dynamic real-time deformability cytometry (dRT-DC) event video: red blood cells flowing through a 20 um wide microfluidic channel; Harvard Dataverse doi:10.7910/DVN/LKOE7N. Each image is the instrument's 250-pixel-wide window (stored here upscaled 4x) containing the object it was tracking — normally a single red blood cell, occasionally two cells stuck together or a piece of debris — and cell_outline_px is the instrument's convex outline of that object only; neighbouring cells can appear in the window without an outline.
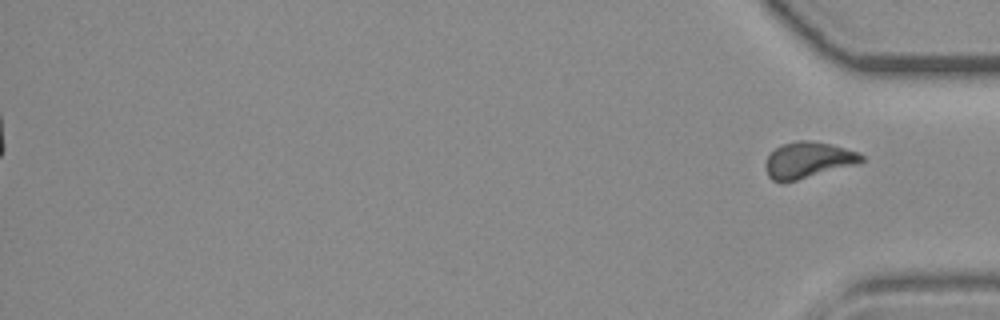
{"species": "common noctule bat (a hibernating species)", "species_latin": "Nyctalus noctula", "temperature_condition": "room temperature", "stored_images_in_passage": 38, "segment_of_instrument_passage": [2, 2], "camera_frame_rate_fps": 3000, "um_per_image_px": 0.085, "animal": {"sex": "female", "body_mass_g": 19.3, "forearm_length_mm": 54.1}, "frame": {"image": 1, "passage_image": 38, "time_ms": 12.333, "image_size_px": [1000, 320], "cell_outline_px": [[864, 160], [856, 164], [784, 184], [772, 180], [768, 176], [764, 164], [768, 156], [780, 144], [796, 140], [808, 140], [828, 144], [860, 152], [864, 156]], "centroid_in_image_um": [68.65, 13.62], "position_along_channel_um": 366.6, "area_um2": 20.35}}